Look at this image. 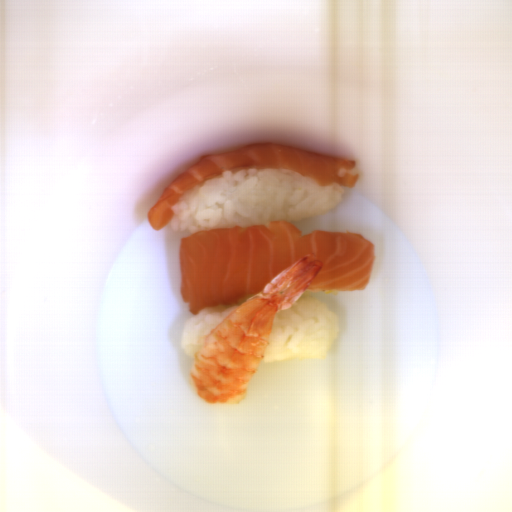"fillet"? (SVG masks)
<instances>
[{"instance_id": "obj_2", "label": "fillet", "mask_w": 512, "mask_h": 512, "mask_svg": "<svg viewBox=\"0 0 512 512\" xmlns=\"http://www.w3.org/2000/svg\"><path fill=\"white\" fill-rule=\"evenodd\" d=\"M355 161L272 142H257L223 152L204 154L180 173L162 191L146 218L152 229L170 225L171 207L200 182L220 177L223 172L236 174L242 169L285 168L319 185L340 184L344 188L357 185L360 174H353Z\"/></svg>"}, {"instance_id": "obj_1", "label": "fillet", "mask_w": 512, "mask_h": 512, "mask_svg": "<svg viewBox=\"0 0 512 512\" xmlns=\"http://www.w3.org/2000/svg\"><path fill=\"white\" fill-rule=\"evenodd\" d=\"M308 254L323 266L306 293H356L369 286L374 242L358 232L324 228L303 234L283 220L207 228L182 238L180 299L194 316L204 308L239 303Z\"/></svg>"}]
</instances>
